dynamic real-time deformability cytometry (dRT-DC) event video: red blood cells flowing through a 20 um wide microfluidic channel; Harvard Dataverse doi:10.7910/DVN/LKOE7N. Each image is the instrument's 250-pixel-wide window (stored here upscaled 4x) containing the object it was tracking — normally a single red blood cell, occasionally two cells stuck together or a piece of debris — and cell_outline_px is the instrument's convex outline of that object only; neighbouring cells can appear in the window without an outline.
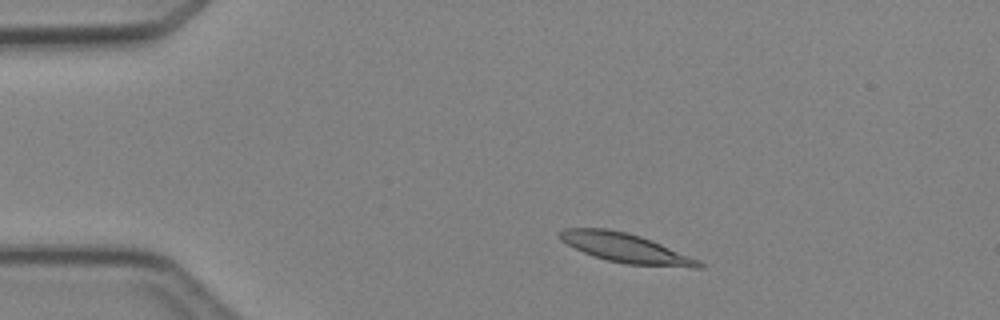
{"species": "Egyptian fruit bat (a non-hibernating species)", "species_latin": "Rousettus aegyptiacus", "temperature_condition": "cold", "stored_images_in_passage": 4, "camera_frame_rate_fps": 3000, "um_per_image_px": 0.085, "animal": {"sex": "female"}, "frame": {"image": 1, "passage_image": 2, "time_ms": 1.0, "image_size_px": [1000, 320], "cell_outline_px": [[704, 268], [692, 268], [624, 264], [604, 260], [584, 252], [560, 240], [556, 236], [556, 232], [564, 228], [604, 228], [628, 232], [652, 240], [700, 260], [704, 264]], "centroid_in_image_um": [53.18, 21.09], "position_along_channel_um": 31.8, "area_um2": 24.04}}
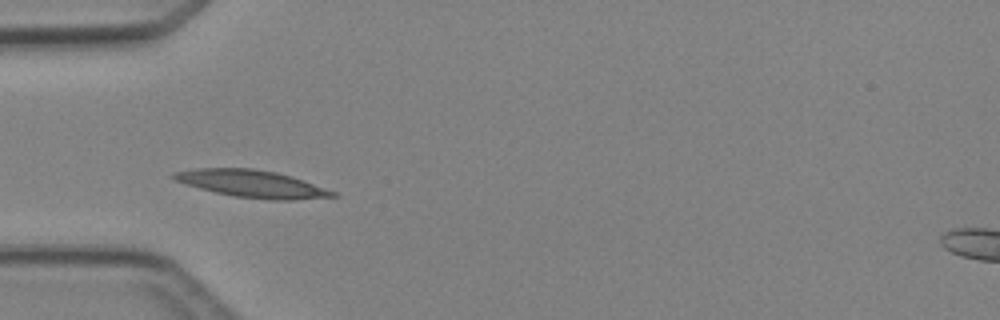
{"frame": {"image": 2, "passage_image": 3, "time_ms": 3.0, "image_size_px": [1000, 320], "cell_outline_px": [[340, 196], [292, 200], [272, 200], [236, 196], [216, 192], [184, 184], [168, 176], [172, 172], [196, 168], [252, 168], [276, 172], [292, 176], [336, 192]], "centroid_in_image_um": [21.4, 15.61], "position_along_channel_um": 63.6, "area_um2": 25.2}}
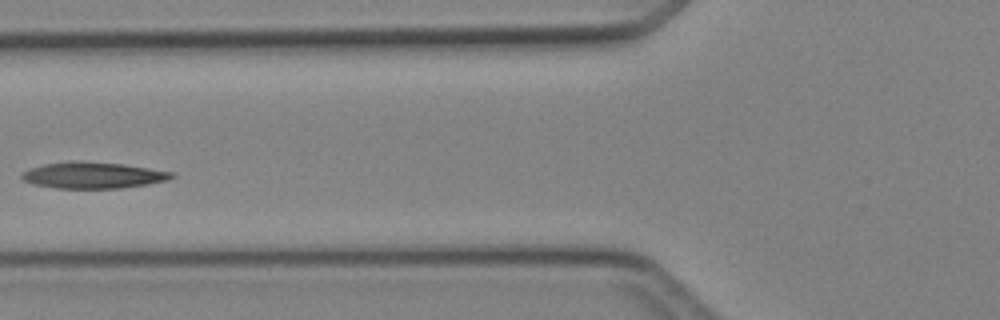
{"frame": {"image": 3, "passage_image": 4, "time_ms": 4.333, "image_size_px": [1000, 320], "cell_outline_px": [[176, 176], [168, 180], [148, 184], [120, 188], [56, 188], [32, 184], [24, 180], [20, 176], [24, 172], [32, 168], [44, 164], [124, 164], [176, 172]], "centroid_in_image_um": [8.02, 14.95], "position_along_channel_um": 117.8, "area_um2": 21.91}}